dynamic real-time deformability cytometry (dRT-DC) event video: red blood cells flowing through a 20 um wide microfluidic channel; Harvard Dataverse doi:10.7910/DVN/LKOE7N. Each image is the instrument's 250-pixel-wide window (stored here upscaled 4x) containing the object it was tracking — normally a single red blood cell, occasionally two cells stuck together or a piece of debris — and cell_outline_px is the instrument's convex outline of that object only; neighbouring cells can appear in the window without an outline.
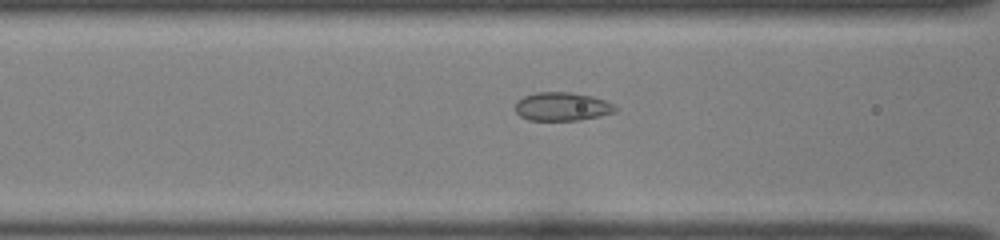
{"species": "common noctule bat (a hibernating species)", "species_latin": "Nyctalus noctula", "temperature_condition": "room temperature", "stored_images_in_passage": 12, "camera_frame_rate_fps": 3000, "um_per_image_px": 0.085, "animal": {"sex": "female", "body_mass_g": 22.0, "forearm_length_mm": 56.7}, "frame": {"image": 1, "passage_image": 10, "time_ms": 3.0, "image_size_px": [1000, 240], "cell_outline_px": [[616, 112], [600, 116], [580, 120], [528, 120], [520, 116], [516, 112], [516, 100], [524, 96], [536, 92], [568, 92], [592, 96], [616, 104]], "centroid_in_image_um": [47.79, 9.06], "position_along_channel_um": 118.8, "area_um2": 16.7}}